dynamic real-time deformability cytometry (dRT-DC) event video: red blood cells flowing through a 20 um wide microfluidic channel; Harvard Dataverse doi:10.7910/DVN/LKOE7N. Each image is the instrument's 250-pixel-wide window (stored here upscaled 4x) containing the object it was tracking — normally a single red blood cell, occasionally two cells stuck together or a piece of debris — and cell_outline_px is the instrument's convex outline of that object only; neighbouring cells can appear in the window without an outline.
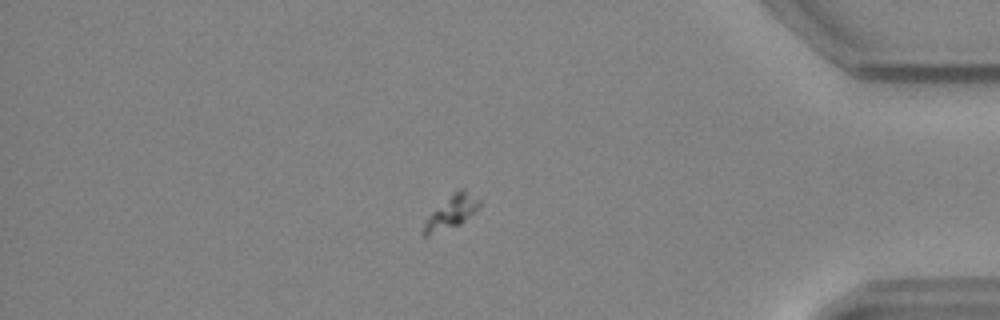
{"species": "common noctule bat (a hibernating species)", "species_latin": "Nyctalus noctula", "temperature_condition": "warm", "stored_images_in_passage": 56, "camera_frame_rate_fps": 3000, "um_per_image_px": 0.085, "animal": {"sex": "female", "body_mass_g": 24.6, "forearm_length_mm": 56.2}, "frame": {"image": 1, "passage_image": 48, "time_ms": 15.667, "image_size_px": [1000, 320], "cell_outline_px": [[480, 204], [460, 224], [428, 236], [420, 236], [420, 232], [428, 216], [432, 212], [460, 188], [464, 188], [480, 200]], "centroid_in_image_um": [38.3, 18.07], "position_along_channel_um": 396.9, "area_um2": 10.29}}